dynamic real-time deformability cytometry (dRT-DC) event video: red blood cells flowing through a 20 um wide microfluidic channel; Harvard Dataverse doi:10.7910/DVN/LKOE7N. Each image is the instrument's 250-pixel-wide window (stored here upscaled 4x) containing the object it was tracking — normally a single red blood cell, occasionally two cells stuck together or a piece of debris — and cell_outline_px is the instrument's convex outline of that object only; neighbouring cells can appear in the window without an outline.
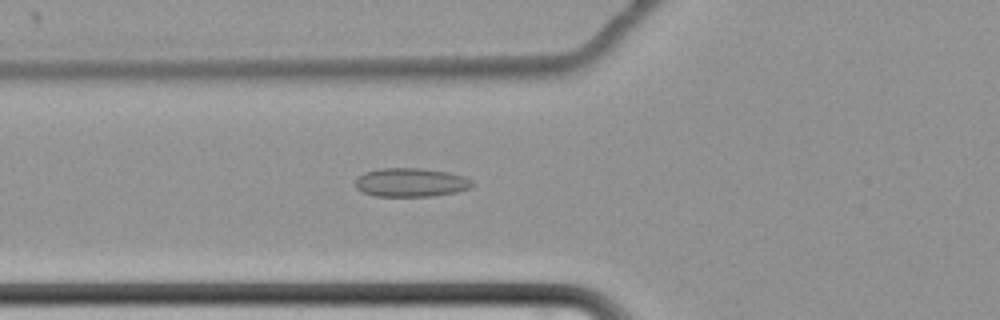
{"species": "common noctule bat (a hibernating species)", "species_latin": "Nyctalus noctula", "temperature_condition": "cold", "stored_images_in_passage": 42, "camera_frame_rate_fps": 3000, "um_per_image_px": 0.085, "animal": {"sex": "female", "body_mass_g": 22.7, "forearm_length_mm": 54.2}, "frame": {"image": 1, "passage_image": 4, "time_ms": 1.0, "image_size_px": [1000, 320], "cell_outline_px": [[472, 188], [456, 192], [432, 196], [376, 196], [360, 192], [356, 188], [356, 180], [364, 172], [380, 168], [420, 168], [448, 172], [464, 176], [472, 180]], "centroid_in_image_um": [34.92, 15.51], "position_along_channel_um": 90.9, "area_um2": 19.65}}
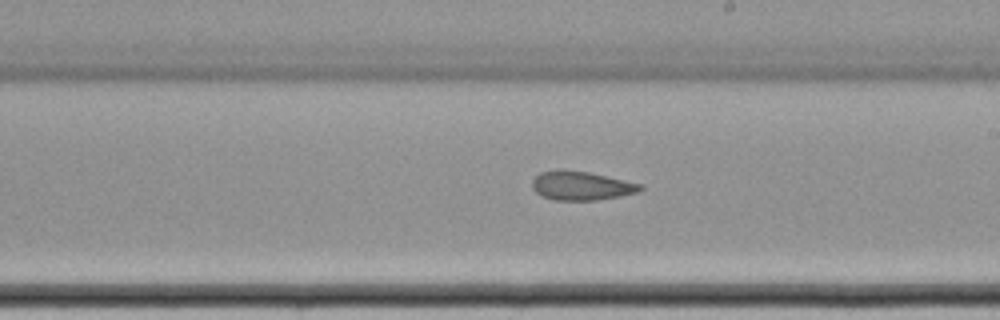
{"frame": {"image": 2, "passage_image": 17, "time_ms": 5.333, "image_size_px": [1000, 320], "cell_outline_px": [[644, 188], [640, 192], [620, 196], [596, 200], [552, 200], [536, 192], [532, 188], [532, 180], [540, 172], [560, 168], [588, 172], [644, 184]], "centroid_in_image_um": [49.43, 15.77], "position_along_channel_um": 239.6, "area_um2": 18.44}}
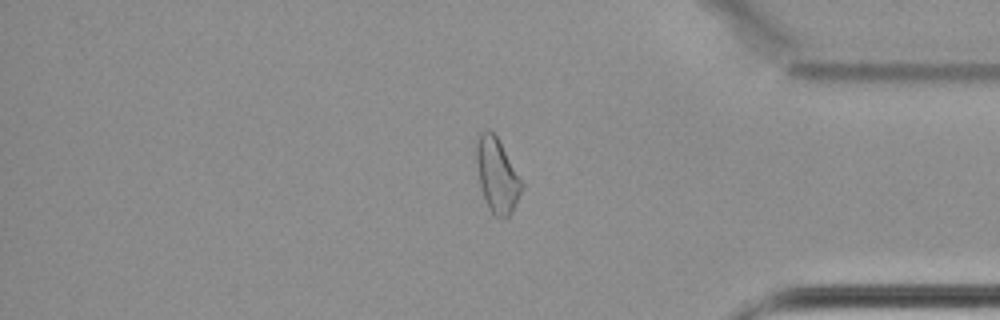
{"frame": {"image": 3, "passage_image": 32, "time_ms": 10.333, "image_size_px": [1000, 320], "cell_outline_px": [[524, 188], [512, 212], [508, 216], [496, 216], [488, 208], [480, 184], [476, 160], [476, 144], [480, 132], [492, 132], [496, 136], [524, 184]], "centroid_in_image_um": [42.26, 14.93], "position_along_channel_um": 392.9, "area_um2": 19.13}, "authors_computed_cell_mechanics": {"area_um2": 18.785, "velocity_mm_per_s": 3.4315, "shape_relaxation_time_tau1_ms": null, "shape_relaxation_time_tau2_ms": 3.7924, "deformation_change_tau1": null, "deformation_change_tau2": 0.1071}}